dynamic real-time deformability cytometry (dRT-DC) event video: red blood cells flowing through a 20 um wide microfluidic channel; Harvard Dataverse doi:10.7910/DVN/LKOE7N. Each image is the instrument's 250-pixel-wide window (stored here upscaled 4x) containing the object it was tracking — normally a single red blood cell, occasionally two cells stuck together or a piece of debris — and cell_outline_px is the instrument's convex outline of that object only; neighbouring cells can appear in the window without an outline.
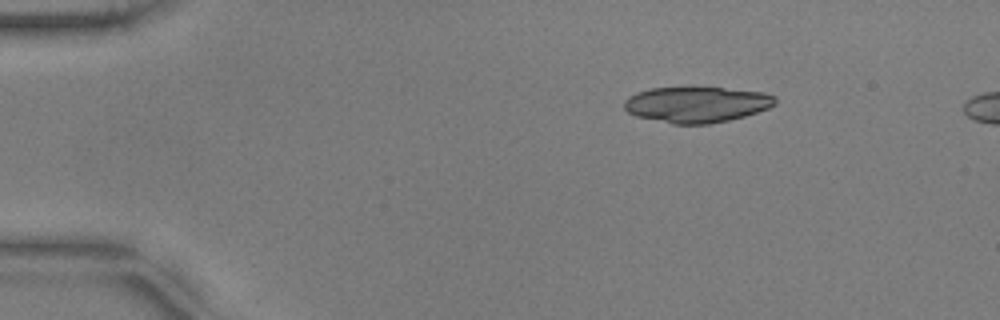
{"species": "common noctule bat (a hibernating species)", "species_latin": "Nyctalus noctula", "temperature_condition": "warm", "stored_images_in_passage": 13, "camera_frame_rate_fps": 3000, "um_per_image_px": 0.085, "animal": {"sex": "male", "body_mass_g": 17.9, "forearm_length_mm": 54.2}, "frame": {"image": 1, "passage_image": 1, "time_ms": 0.0, "image_size_px": [1000, 320], "cell_outline_px": [[776, 104], [768, 108], [744, 116], [728, 120], [708, 124], [672, 124], [636, 116], [628, 112], [624, 108], [624, 100], [628, 96], [636, 92], [652, 88], [720, 88], [764, 92], [776, 96]], "centroid_in_image_um": [59.2, 8.89], "position_along_channel_um": 25.8, "area_um2": 31.39}}